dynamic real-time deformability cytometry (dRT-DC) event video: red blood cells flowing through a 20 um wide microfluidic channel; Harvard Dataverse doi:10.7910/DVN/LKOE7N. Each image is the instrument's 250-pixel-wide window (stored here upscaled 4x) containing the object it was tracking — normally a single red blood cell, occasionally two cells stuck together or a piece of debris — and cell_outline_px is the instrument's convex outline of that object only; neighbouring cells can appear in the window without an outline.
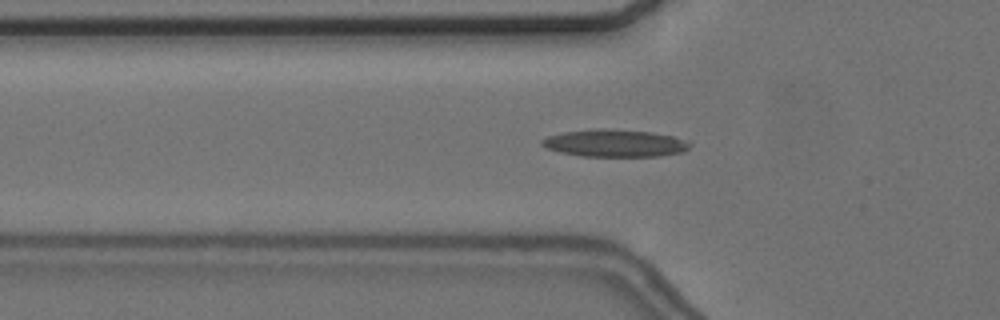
{"species": "common noctule bat (a hibernating species)", "species_latin": "Nyctalus noctula", "temperature_condition": "cold", "stored_images_in_passage": 57, "camera_frame_rate_fps": 3000, "um_per_image_px": 0.085, "animal": {"sex": "female", "body_mass_g": 24.6, "forearm_length_mm": 56.2}, "frame": {"image": 1, "passage_image": 20, "time_ms": 6.333, "image_size_px": [1000, 320], "cell_outline_px": [[692, 144], [684, 152], [660, 156], [580, 156], [560, 152], [544, 148], [540, 144], [540, 140], [548, 136], [564, 132], [600, 128], [612, 128], [652, 132], [692, 140]], "centroid_in_image_um": [52.29, 12.16], "position_along_channel_um": 73.5, "area_um2": 23.99}}
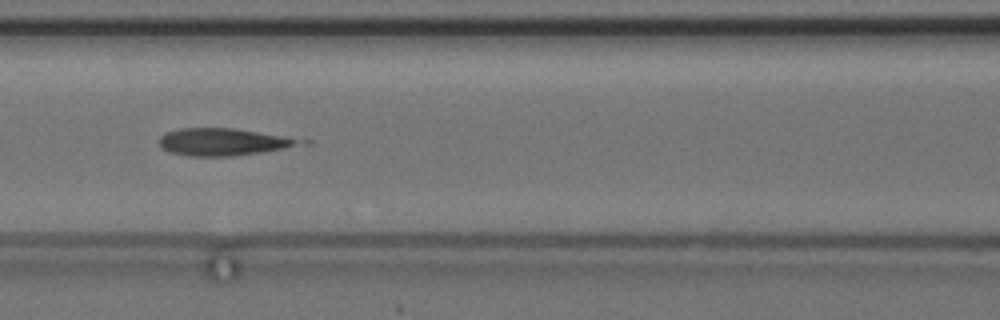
{"frame": {"image": 2, "passage_image": 26, "time_ms": 8.333, "image_size_px": [1000, 320], "cell_outline_px": [[296, 140], [292, 144], [284, 148], [260, 152], [232, 156], [192, 156], [172, 152], [164, 148], [160, 144], [160, 136], [176, 128], [232, 128], [288, 136]], "centroid_in_image_um": [18.83, 12.05], "position_along_channel_um": 147.8, "area_um2": 21.5}}
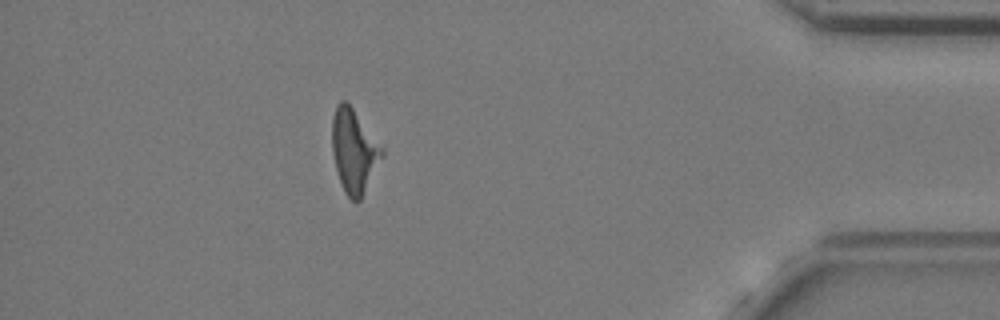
{"frame": {"image": 3, "passage_image": 51, "time_ms": 16.667, "image_size_px": [1000, 320], "cell_outline_px": [[384, 156], [360, 200], [356, 204], [344, 192], [336, 168], [332, 152], [332, 120], [336, 104], [340, 100], [344, 100], [352, 108], [384, 148]], "centroid_in_image_um": [30.1, 12.85], "position_along_channel_um": 405.1, "area_um2": 24.22}}